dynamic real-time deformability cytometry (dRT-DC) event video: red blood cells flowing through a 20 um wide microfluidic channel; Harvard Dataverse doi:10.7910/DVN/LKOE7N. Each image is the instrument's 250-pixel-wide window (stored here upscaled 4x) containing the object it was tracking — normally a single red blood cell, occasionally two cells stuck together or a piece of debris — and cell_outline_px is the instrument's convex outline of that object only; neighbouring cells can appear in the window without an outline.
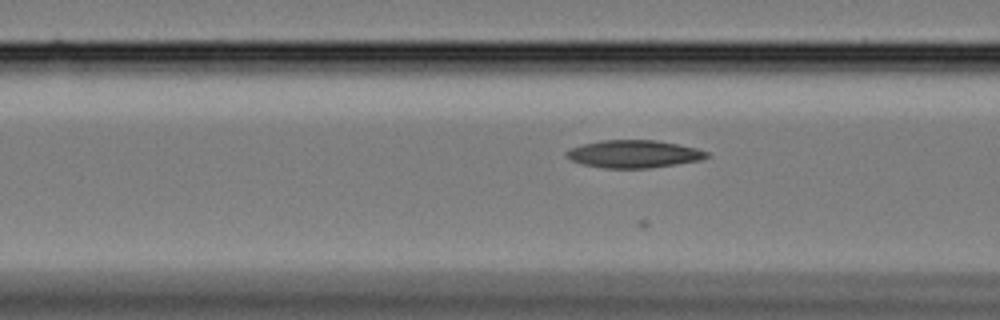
{"species": "Egyptian fruit bat (a non-hibernating species)", "species_latin": "Rousettus aegyptiacus", "temperature_condition": "cold", "stored_images_in_passage": 19, "camera_frame_rate_fps": 3000, "um_per_image_px": 0.085, "animal": {"sex": "female"}, "frame": {"image": 1, "passage_image": 16, "time_ms": 5.0, "image_size_px": [1000, 320], "cell_outline_px": [[712, 156], [700, 160], [652, 168], [604, 168], [580, 164], [564, 156], [564, 152], [568, 148], [600, 140], [656, 140], [696, 148], [708, 152]], "centroid_in_image_um": [53.84, 13.09], "position_along_channel_um": 112.8, "area_um2": 22.77}}